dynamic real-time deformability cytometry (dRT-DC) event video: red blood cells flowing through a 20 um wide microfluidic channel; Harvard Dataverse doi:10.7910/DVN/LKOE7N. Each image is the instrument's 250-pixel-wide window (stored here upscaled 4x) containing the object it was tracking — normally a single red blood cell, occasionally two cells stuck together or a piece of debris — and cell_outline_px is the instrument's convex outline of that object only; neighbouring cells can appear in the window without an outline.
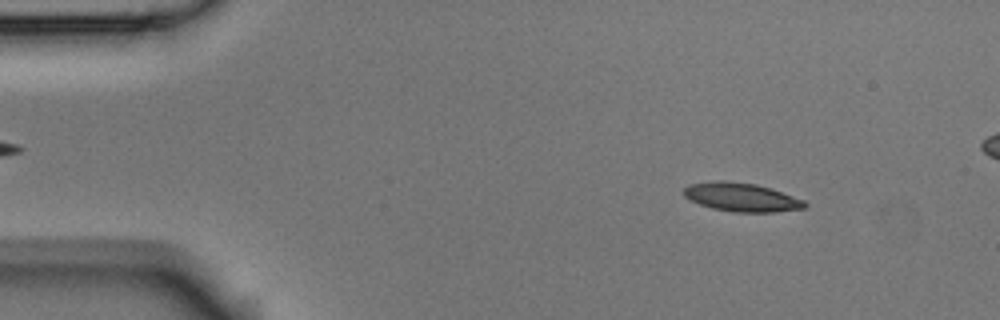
{"species": "Egyptian fruit bat (a non-hibernating species)", "species_latin": "Rousettus aegyptiacus", "temperature_condition": "room temperature", "stored_images_in_passage": 53, "segment_of_instrument_passage": [1, 2], "camera_frame_rate_fps": 3000, "um_per_image_px": 0.085, "animal": {"sex": "male"}, "frame": {"image": 1, "passage_image": 6, "time_ms": 1.667, "image_size_px": [1000, 320], "cell_outline_px": [[808, 204], [804, 208], [772, 212], [732, 212], [712, 208], [700, 204], [684, 196], [684, 188], [688, 184], [716, 180], [724, 180], [756, 184], [804, 200]], "centroid_in_image_um": [62.99, 16.76], "position_along_channel_um": 22.0, "area_um2": 20.0}}
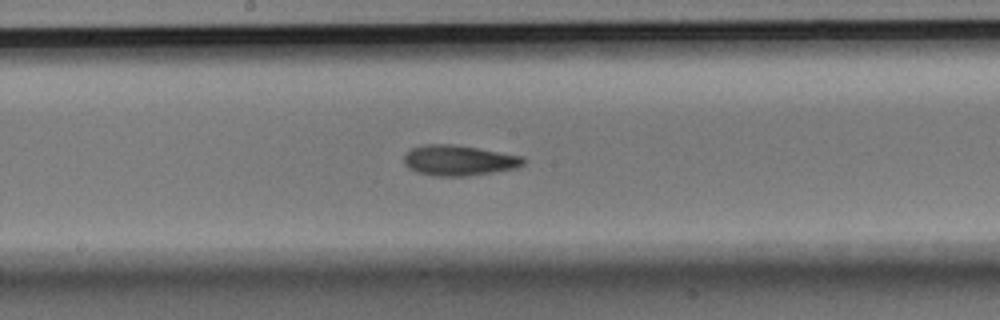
{"frame": {"image": 2, "passage_image": 27, "time_ms": 8.667, "image_size_px": [1000, 320], "cell_outline_px": [[524, 164], [516, 168], [468, 176], [436, 176], [416, 172], [408, 168], [404, 164], [404, 156], [412, 148], [424, 144], [456, 144], [524, 156]], "centroid_in_image_um": [39.0, 13.63], "position_along_channel_um": 209.2, "area_um2": 21.27}}
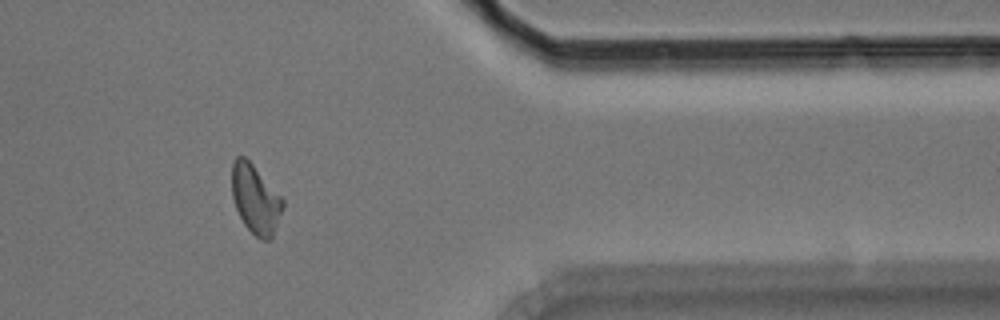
{"frame": {"image": 3, "passage_image": 43, "time_ms": 14.0, "image_size_px": [1000, 320], "cell_outline_px": [[284, 204], [272, 236], [268, 240], [260, 240], [244, 224], [236, 208], [232, 196], [232, 164], [236, 156], [244, 156], [252, 164], [284, 200]], "centroid_in_image_um": [21.69, 16.92], "position_along_channel_um": 389.7, "area_um2": 20.0}}